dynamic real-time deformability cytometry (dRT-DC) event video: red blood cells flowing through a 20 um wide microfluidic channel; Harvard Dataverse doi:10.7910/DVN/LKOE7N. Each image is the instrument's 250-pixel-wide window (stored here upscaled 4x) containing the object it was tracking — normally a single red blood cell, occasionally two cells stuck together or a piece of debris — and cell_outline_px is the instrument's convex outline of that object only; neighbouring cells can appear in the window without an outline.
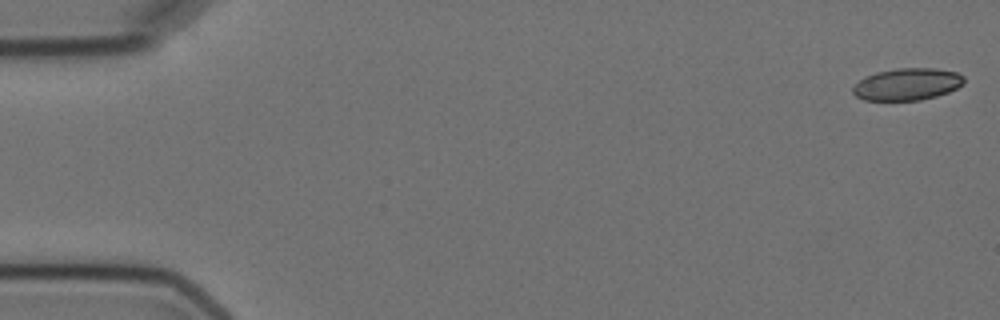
{"species": "Egyptian fruit bat (a non-hibernating species)", "species_latin": "Rousettus aegyptiacus", "temperature_condition": "cold", "stored_images_in_passage": 8, "camera_frame_rate_fps": 3000, "um_per_image_px": 0.085, "animal": {"sex": "female"}, "frame": {"image": 1, "passage_image": 1, "time_ms": 0.0, "image_size_px": [1000, 320], "cell_outline_px": [[964, 84], [948, 92], [936, 96], [920, 100], [864, 100], [856, 96], [852, 92], [852, 88], [864, 76], [876, 72], [896, 68], [936, 68], [956, 72], [964, 76]], "centroid_in_image_um": [77.11, 7.15], "position_along_channel_um": 7.9, "area_um2": 20.81}}
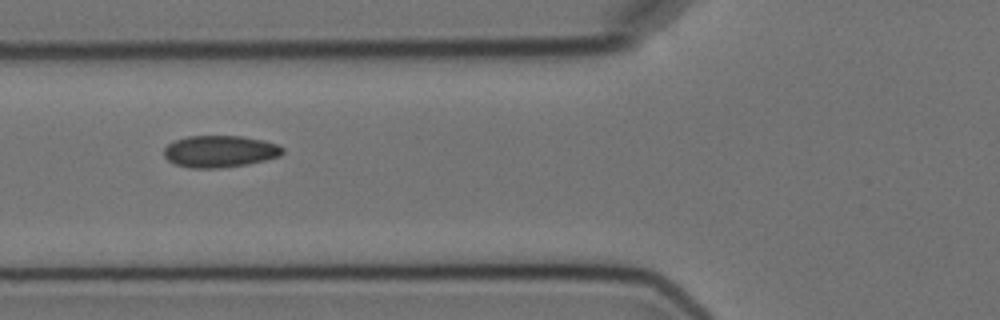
{"frame": {"image": 2, "passage_image": 7, "time_ms": 6.667, "image_size_px": [1000, 320], "cell_outline_px": [[284, 152], [280, 156], [248, 164], [220, 168], [188, 168], [176, 164], [168, 160], [164, 156], [164, 148], [172, 140], [188, 136], [240, 136], [264, 140], [276, 144], [284, 148]], "centroid_in_image_um": [18.67, 12.86], "position_along_channel_um": 107.1, "area_um2": 22.14}}
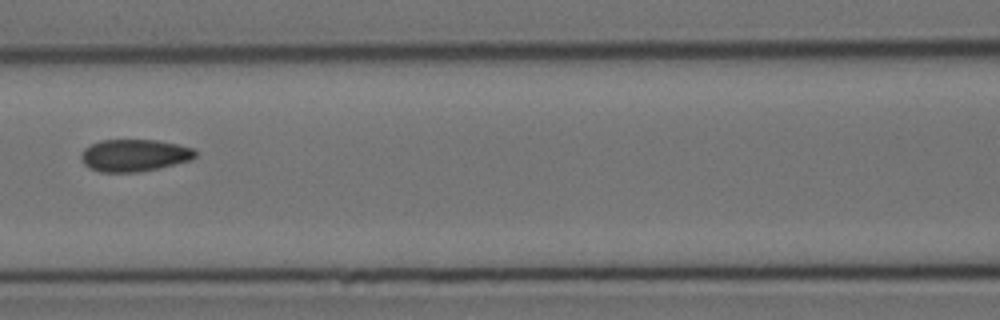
{"frame": {"image": 3, "passage_image": 8, "time_ms": 8.0, "image_size_px": [1000, 320], "cell_outline_px": [[196, 156], [192, 160], [160, 168], [140, 172], [100, 172], [88, 168], [84, 164], [80, 156], [80, 152], [84, 148], [100, 140], [156, 140], [176, 144], [192, 148], [196, 152]], "centroid_in_image_um": [11.4, 13.21], "position_along_channel_um": 155.2, "area_um2": 21.56}}